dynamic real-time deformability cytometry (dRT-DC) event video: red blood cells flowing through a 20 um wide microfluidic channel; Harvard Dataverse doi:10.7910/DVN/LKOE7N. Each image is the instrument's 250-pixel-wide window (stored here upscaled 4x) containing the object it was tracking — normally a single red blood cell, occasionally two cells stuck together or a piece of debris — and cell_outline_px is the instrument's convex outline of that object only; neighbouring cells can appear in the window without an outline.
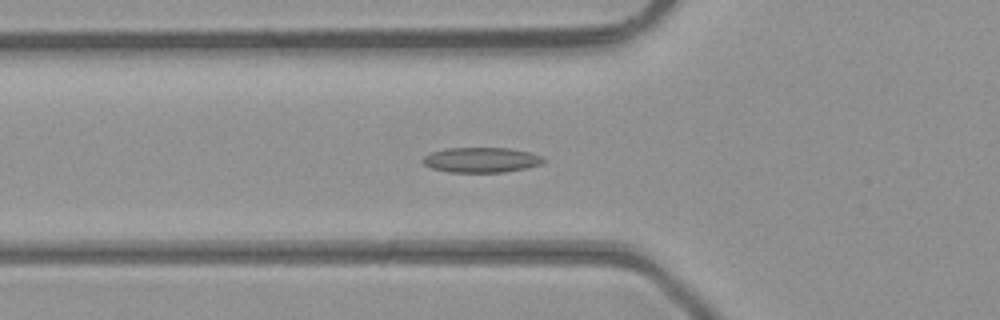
{"species": "common noctule bat (a hibernating species)", "species_latin": "Nyctalus noctula", "temperature_condition": "room temperature", "stored_images_in_passage": 42, "camera_frame_rate_fps": 3000, "um_per_image_px": 0.085, "animal": {"sex": "male", "body_mass_g": 23.1, "forearm_length_mm": 52.7}, "frame": {"image": 1, "passage_image": 11, "time_ms": 3.333, "image_size_px": [1000, 320], "cell_outline_px": [[544, 160], [540, 164], [528, 168], [504, 172], [448, 172], [432, 168], [424, 164], [420, 160], [424, 156], [432, 152], [448, 148], [508, 148], [528, 152], [544, 156]], "centroid_in_image_um": [40.9, 13.59], "position_along_channel_um": 84.9, "area_um2": 17.63}}
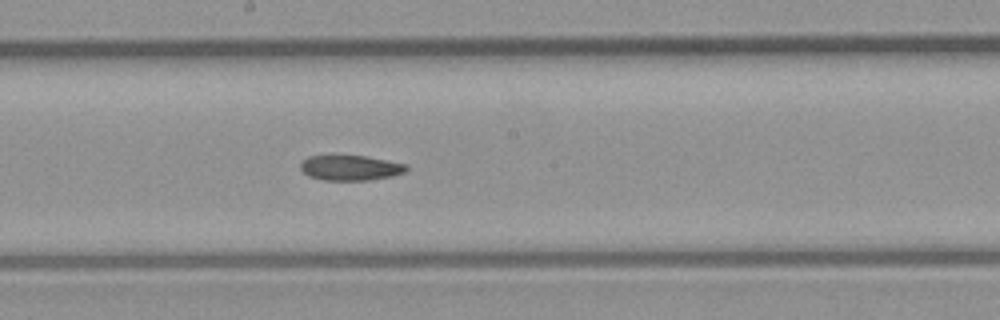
{"frame": {"image": 2, "passage_image": 20, "time_ms": 6.333, "image_size_px": [1000, 320], "cell_outline_px": [[408, 168], [404, 172], [392, 176], [368, 180], [324, 180], [308, 176], [300, 168], [300, 164], [308, 156], [364, 156], [408, 164]], "centroid_in_image_um": [29.79, 14.27], "position_along_channel_um": 218.4, "area_um2": 15.37}}
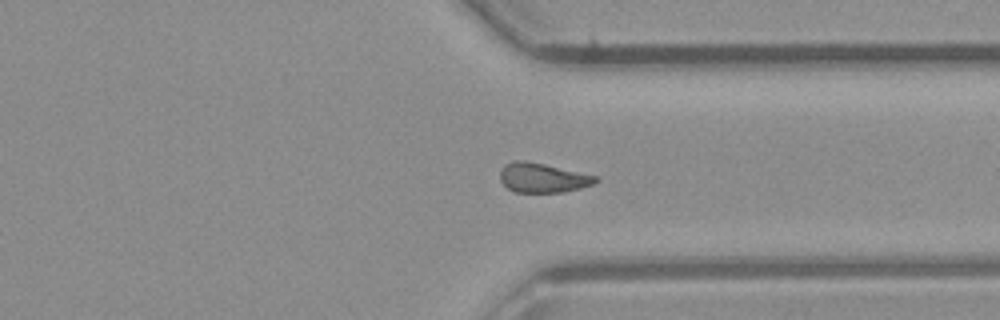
{"frame": {"image": 3, "passage_image": 30, "time_ms": 9.667, "image_size_px": [1000, 320], "cell_outline_px": [[600, 180], [592, 184], [580, 188], [564, 192], [516, 192], [508, 188], [500, 180], [500, 168], [504, 164], [516, 160], [524, 160], [544, 164], [600, 176]], "centroid_in_image_um": [46.14, 15.1], "position_along_channel_um": 365.3, "area_um2": 16.53}, "authors_computed_cell_mechanics": {"area_um2": 16.9065, "velocity_mm_per_s": 4.4152, "shape_relaxation_time_tau1_ms": null, "shape_relaxation_time_tau2_ms": 9.1512, "deformation_change_tau1": null, "deformation_change_tau2": 0.171}}